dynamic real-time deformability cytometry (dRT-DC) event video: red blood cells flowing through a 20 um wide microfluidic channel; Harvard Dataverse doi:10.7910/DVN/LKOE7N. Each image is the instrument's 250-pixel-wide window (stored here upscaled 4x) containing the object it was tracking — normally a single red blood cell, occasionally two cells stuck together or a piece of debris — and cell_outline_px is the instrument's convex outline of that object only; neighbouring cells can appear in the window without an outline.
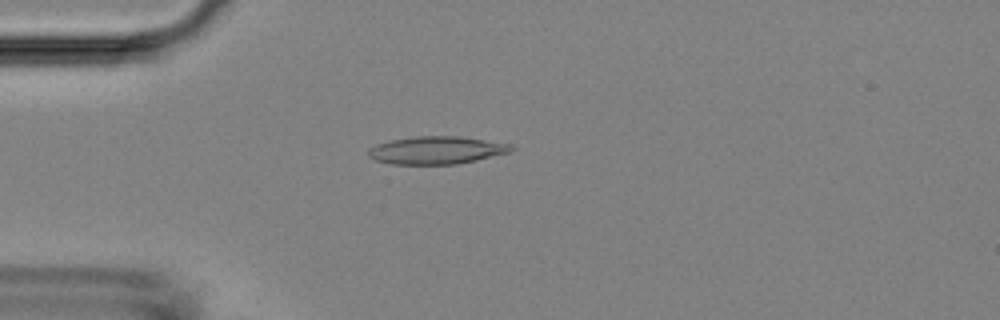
{"species": "Egyptian fruit bat (a non-hibernating species)", "species_latin": "Rousettus aegyptiacus", "temperature_condition": "room temperature", "stored_images_in_passage": 5, "camera_frame_rate_fps": 3000, "um_per_image_px": 0.085, "animal": {"sex": "female"}, "frame": {"image": 1, "passage_image": 4, "time_ms": 3.667, "image_size_px": [1000, 320], "cell_outline_px": [[516, 148], [512, 152], [476, 160], [456, 164], [392, 164], [376, 160], [368, 156], [368, 148], [376, 144], [388, 140], [416, 136], [460, 136], [512, 144]], "centroid_in_image_um": [37.12, 12.76], "position_along_channel_um": 47.9, "area_um2": 23.29}}